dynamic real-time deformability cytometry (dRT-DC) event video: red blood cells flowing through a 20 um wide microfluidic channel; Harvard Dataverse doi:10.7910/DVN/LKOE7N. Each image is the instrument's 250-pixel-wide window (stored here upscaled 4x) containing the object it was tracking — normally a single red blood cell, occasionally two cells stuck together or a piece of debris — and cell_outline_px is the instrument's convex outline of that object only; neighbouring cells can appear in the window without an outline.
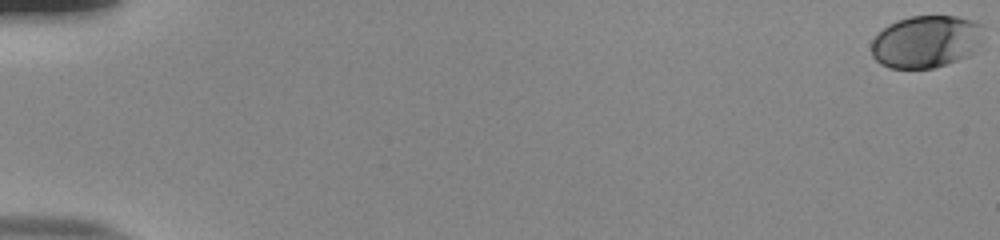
{"species": "human", "species_latin": "Homo sapiens", "temperature_condition": "room temperature", "stored_images_in_passage": 56, "camera_frame_rate_fps": 3000, "um_per_image_px": 0.085, "donor": {"sex": "male"}, "frame": {"image": 1, "passage_image": 1, "time_ms": 0.0, "image_size_px": [1000, 240], "cell_outline_px": [[984, 40], [968, 56], [932, 68], [888, 68], [880, 64], [872, 56], [872, 40], [888, 24], [896, 20], [908, 16], [956, 16], [972, 20], [980, 24]], "centroid_in_image_um": [78.71, 3.53], "position_along_channel_um": 6.3, "area_um2": 34.22}}
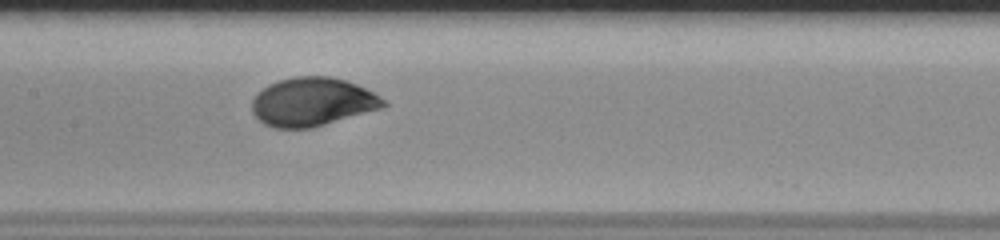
{"frame": {"image": 2, "passage_image": 30, "time_ms": 9.667, "image_size_px": [1000, 240], "cell_outline_px": [[388, 104], [384, 108], [312, 128], [276, 128], [264, 124], [252, 112], [252, 100], [268, 84], [280, 80], [296, 76], [332, 76], [356, 84], [388, 100]], "centroid_in_image_um": [26.6, 8.67], "position_along_channel_um": 180.8, "area_um2": 37.22}}
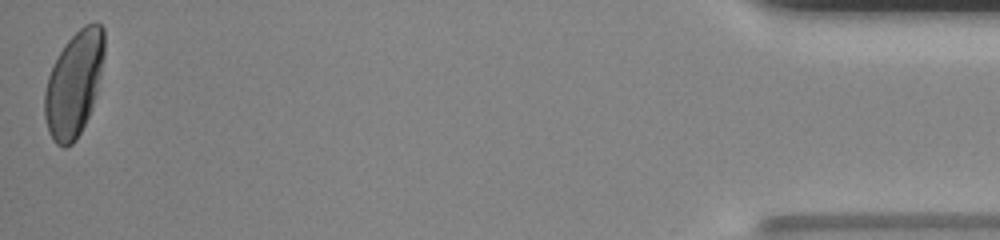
{"frame": {"image": 3, "passage_image": 56, "time_ms": 18.333, "image_size_px": [1000, 240], "cell_outline_px": [[104, 56], [100, 76], [92, 108], [76, 140], [72, 144], [64, 148], [56, 144], [52, 140], [48, 132], [44, 116], [44, 92], [48, 76], [64, 44], [84, 24], [96, 20], [104, 28]], "centroid_in_image_um": [6.29, 7.13], "position_along_channel_um": 428.9, "area_um2": 36.59}, "authors_computed_cell_mechanics": {"area_um2": 35.7782, "velocity_mm_per_s": 3.8066, "shape_relaxation_time_tau1_ms": 2.5607, "shape_relaxation_time_tau2_ms": null, "deformation_change_tau1": 0.1364, "deformation_change_tau2": null}}